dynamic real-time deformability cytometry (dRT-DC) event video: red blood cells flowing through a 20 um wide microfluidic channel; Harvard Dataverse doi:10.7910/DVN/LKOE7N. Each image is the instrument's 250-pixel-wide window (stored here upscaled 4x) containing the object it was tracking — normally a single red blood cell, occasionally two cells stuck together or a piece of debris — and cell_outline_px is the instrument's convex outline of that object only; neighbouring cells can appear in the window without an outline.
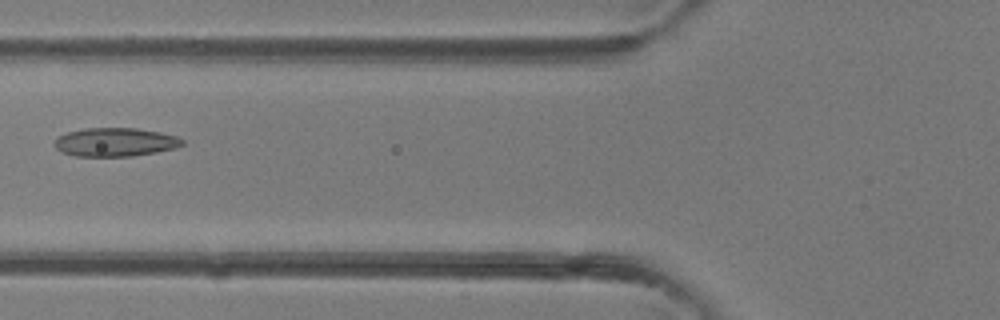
{"species": "common noctule bat (a hibernating species)", "species_latin": "Nyctalus noctula", "temperature_condition": "room temperature", "stored_images_in_passage": 5, "camera_frame_rate_fps": 3000, "um_per_image_px": 0.085, "animal": {"sex": "female"}, "frame": {"image": 1, "passage_image": 5, "time_ms": 5.333, "image_size_px": [1000, 320], "cell_outline_px": [[184, 144], [176, 148], [156, 152], [132, 156], [76, 156], [60, 152], [52, 144], [56, 136], [68, 132], [84, 128], [136, 128], [160, 132], [176, 136], [184, 140]], "centroid_in_image_um": [9.76, 12.08], "position_along_channel_um": 116.0, "area_um2": 21.5}}